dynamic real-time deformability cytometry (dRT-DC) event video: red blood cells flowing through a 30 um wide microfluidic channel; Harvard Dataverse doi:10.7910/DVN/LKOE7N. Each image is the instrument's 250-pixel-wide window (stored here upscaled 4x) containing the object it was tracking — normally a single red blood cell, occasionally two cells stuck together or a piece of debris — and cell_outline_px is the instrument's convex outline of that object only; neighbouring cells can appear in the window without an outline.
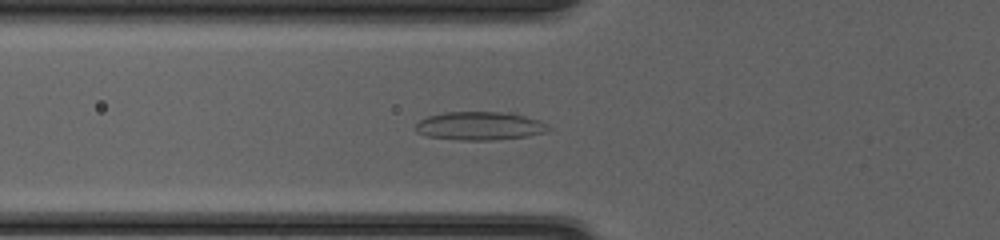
{"species": "common noctule bat (a hibernating species)", "species_latin": "Nyctalus noctula", "temperature_condition": "cold", "stored_images_in_passage": 35, "camera_frame_rate_fps": 3000, "um_per_image_px": 0.085, "animal": {"sex": "female", "body_mass_g": 20.0, "forearm_length_mm": 54.0}, "frame": {"image": 1, "passage_image": 4, "time_ms": 1.0, "image_size_px": [1000, 240], "cell_outline_px": [[552, 128], [548, 132], [528, 136], [492, 140], [460, 140], [424, 136], [416, 132], [416, 124], [420, 120], [428, 116], [444, 112], [512, 112], [540, 120]], "centroid_in_image_um": [40.81, 10.7], "position_along_channel_um": 85.0, "area_um2": 22.25}}
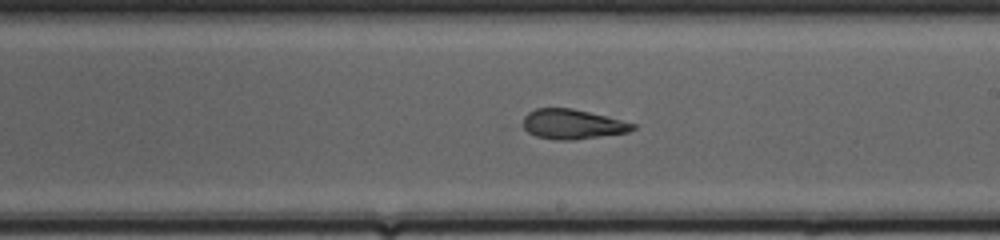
{"frame": {"image": 2, "passage_image": 15, "time_ms": 4.667, "image_size_px": [1000, 240], "cell_outline_px": [[636, 128], [628, 132], [572, 140], [556, 140], [536, 136], [528, 132], [524, 128], [524, 116], [528, 112], [536, 108], [572, 108], [608, 116], [636, 124]], "centroid_in_image_um": [48.67, 10.55], "position_along_channel_um": 240.3, "area_um2": 19.02}}
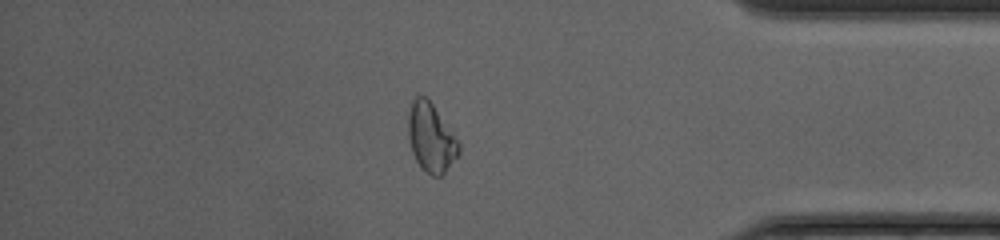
{"frame": {"image": 3, "passage_image": 28, "time_ms": 9.0, "image_size_px": [1000, 240], "cell_outline_px": [[460, 152], [444, 172], [440, 176], [432, 176], [420, 168], [412, 152], [408, 136], [408, 112], [412, 100], [416, 96], [428, 96], [460, 144]], "centroid_in_image_um": [36.61, 11.68], "position_along_channel_um": 398.6, "area_um2": 20.29}, "authors_computed_cell_mechanics": {"area_um2": 20.3456, "velocity_mm_per_s": 4.2101, "shape_relaxation_time_tau1_ms": null, "shape_relaxation_time_tau2_ms": 1.4581, "deformation_change_tau1": null, "deformation_change_tau2": 0.0932}}